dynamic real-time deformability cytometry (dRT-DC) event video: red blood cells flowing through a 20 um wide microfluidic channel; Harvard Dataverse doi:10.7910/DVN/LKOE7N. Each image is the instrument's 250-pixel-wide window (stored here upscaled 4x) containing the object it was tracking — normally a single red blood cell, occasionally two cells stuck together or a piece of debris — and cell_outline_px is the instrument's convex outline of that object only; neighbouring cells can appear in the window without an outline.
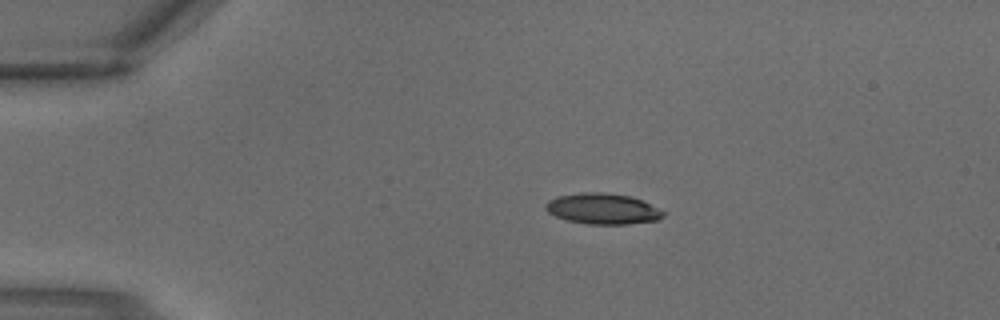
{"species": "common noctule bat (a hibernating species)", "species_latin": "Nyctalus noctula", "temperature_condition": "warm", "stored_images_in_passage": 2, "camera_frame_rate_fps": 3000, "um_per_image_px": 0.085, "animal": {"sex": "male", "body_mass_g": 18.8}, "frame": {"image": 1, "passage_image": 1, "time_ms": 0.0, "image_size_px": [1000, 320], "cell_outline_px": [[664, 216], [656, 220], [628, 224], [588, 224], [564, 220], [548, 212], [544, 208], [544, 204], [548, 200], [556, 196], [580, 192], [604, 192], [628, 196], [640, 200], [664, 212]], "centroid_in_image_um": [51.14, 17.74], "position_along_channel_um": 33.9, "area_um2": 21.04}}